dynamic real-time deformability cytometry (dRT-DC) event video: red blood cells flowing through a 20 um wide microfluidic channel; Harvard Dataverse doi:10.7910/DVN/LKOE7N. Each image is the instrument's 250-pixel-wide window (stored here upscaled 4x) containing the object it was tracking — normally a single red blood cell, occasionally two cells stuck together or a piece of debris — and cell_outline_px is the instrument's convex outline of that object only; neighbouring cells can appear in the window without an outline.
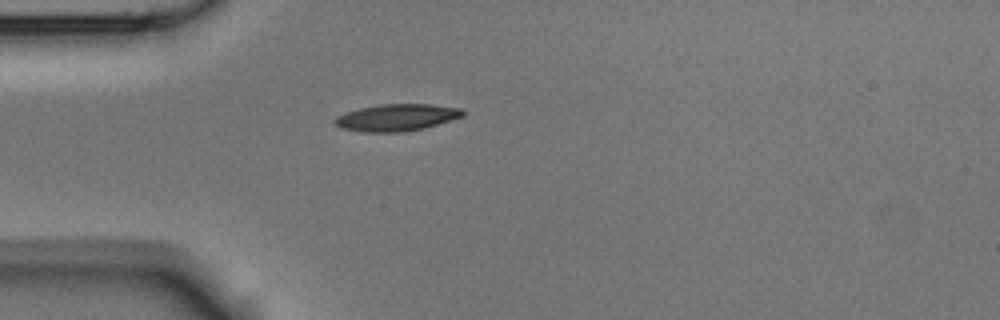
{"species": "Egyptian fruit bat (a non-hibernating species)", "species_latin": "Rousettus aegyptiacus", "temperature_condition": "room temperature", "stored_images_in_passage": 1, "camera_frame_rate_fps": 3000, "um_per_image_px": 0.085, "animal": {"sex": "male"}, "frame": {"image": 1, "passage_image": 1, "time_ms": 0.0, "image_size_px": [1000, 320], "cell_outline_px": [[464, 116], [452, 120], [424, 128], [404, 132], [360, 132], [340, 128], [332, 120], [336, 116], [360, 108], [380, 104], [432, 104], [460, 108], [464, 112]], "centroid_in_image_um": [33.71, 9.99], "position_along_channel_um": 51.3, "area_um2": 20.17}}